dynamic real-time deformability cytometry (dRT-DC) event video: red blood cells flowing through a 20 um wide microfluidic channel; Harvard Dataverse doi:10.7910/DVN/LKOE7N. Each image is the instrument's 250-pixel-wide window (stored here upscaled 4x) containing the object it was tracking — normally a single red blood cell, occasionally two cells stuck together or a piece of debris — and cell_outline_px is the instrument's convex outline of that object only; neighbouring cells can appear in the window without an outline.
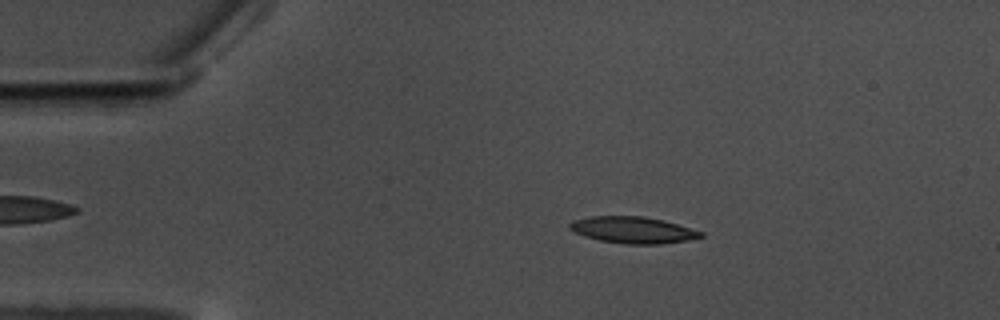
{"species": "common noctule bat (a hibernating species)", "species_latin": "Nyctalus noctula", "temperature_condition": "warm", "stored_images_in_passage": 54, "camera_frame_rate_fps": 3000, "um_per_image_px": 0.085, "animal": {"sex": "male", "body_mass_g": 17.5, "forearm_length_mm": 52.3}, "frame": {"image": 1, "passage_image": 7, "time_ms": 2.0, "image_size_px": [1000, 320], "cell_outline_px": [[704, 236], [688, 240], [660, 244], [628, 244], [600, 240], [584, 236], [568, 228], [568, 224], [572, 220], [592, 216], [644, 216], [664, 220], [704, 232]], "centroid_in_image_um": [53.8, 19.54], "position_along_channel_um": 31.2, "area_um2": 20.29}}
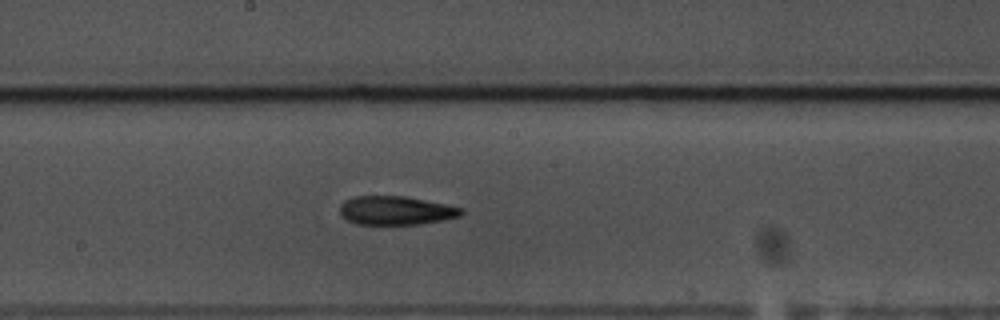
{"frame": {"image": 2, "passage_image": 27, "time_ms": 8.667, "image_size_px": [1000, 320], "cell_outline_px": [[464, 212], [460, 216], [440, 220], [416, 224], [356, 224], [348, 220], [340, 212], [340, 208], [344, 200], [352, 196], [404, 196], [464, 208]], "centroid_in_image_um": [33.64, 17.88], "position_along_channel_um": 214.6, "area_um2": 20.06}}
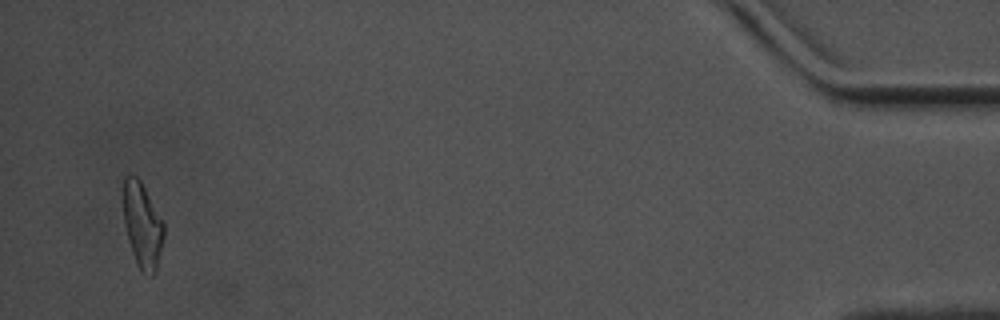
{"frame": {"image": 3, "passage_image": 52, "time_ms": 17.0, "image_size_px": [1000, 320], "cell_outline_px": [[164, 236], [156, 268], [152, 276], [140, 272], [124, 224], [124, 176], [136, 176], [140, 180], [164, 224]], "centroid_in_image_um": [12.11, 19.15], "position_along_channel_um": 423.1, "area_um2": 19.42}, "authors_computed_cell_mechanics": {"area_um2": 20.0566, "velocity_mm_per_s": 3.5156, "shape_relaxation_time_tau1_ms": 10.8069, "shape_relaxation_time_tau2_ms": null, "deformation_change_tau1": 0.2316, "deformation_change_tau2": null}}